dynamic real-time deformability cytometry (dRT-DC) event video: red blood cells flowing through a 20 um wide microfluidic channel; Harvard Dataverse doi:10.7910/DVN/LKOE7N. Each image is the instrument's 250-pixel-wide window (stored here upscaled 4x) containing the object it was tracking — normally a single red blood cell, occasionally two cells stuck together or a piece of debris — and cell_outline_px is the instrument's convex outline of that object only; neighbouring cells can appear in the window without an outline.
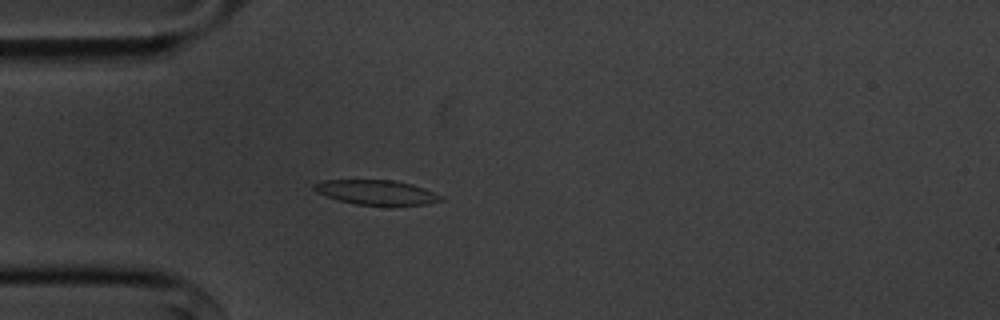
{"species": "common noctule bat (a hibernating species)", "species_latin": "Nyctalus noctula", "temperature_condition": "cold", "stored_images_in_passage": 42, "camera_frame_rate_fps": 3000, "um_per_image_px": 0.085, "animal": {"sex": "male", "body_mass_g": 20.1, "forearm_length_mm": 53.5}, "frame": {"image": 1, "passage_image": 11, "time_ms": 3.333, "image_size_px": [1000, 320], "cell_outline_px": [[444, 200], [424, 204], [356, 204], [340, 200], [316, 192], [312, 188], [312, 184], [324, 180], [392, 180], [412, 184], [424, 188], [444, 196]], "centroid_in_image_um": [31.99, 16.33], "position_along_channel_um": 53.0, "area_um2": 17.86}}
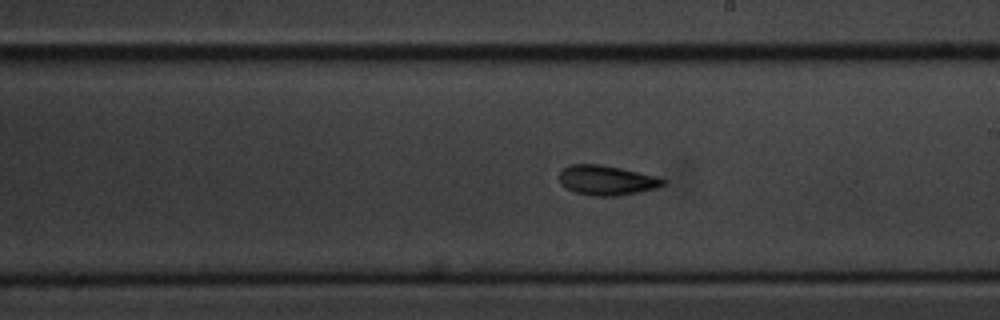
{"frame": {"image": 2, "passage_image": 27, "time_ms": 8.667, "image_size_px": [1000, 320], "cell_outline_px": [[668, 180], [664, 184], [656, 188], [640, 192], [616, 196], [592, 196], [576, 192], [560, 184], [560, 172], [564, 168], [572, 164], [604, 164], [660, 176]], "centroid_in_image_um": [51.63, 15.31], "position_along_channel_um": 237.4, "area_um2": 18.26}}
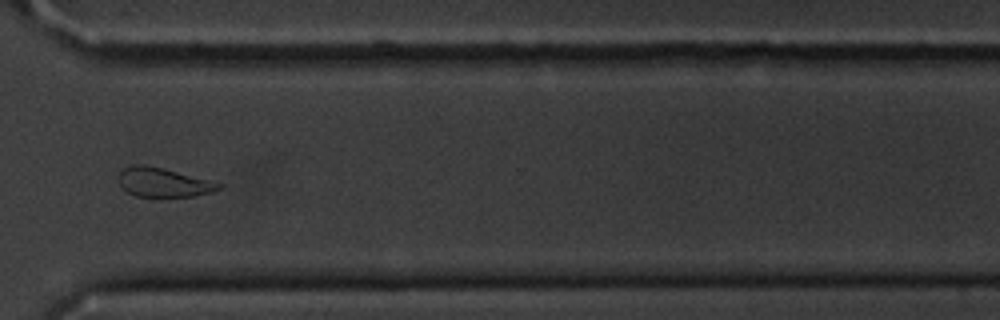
{"frame": {"image": 3, "passage_image": 37, "time_ms": 12.0, "image_size_px": [1000, 320], "cell_outline_px": [[224, 184], [220, 188], [208, 192], [192, 196], [136, 196], [128, 192], [120, 184], [120, 172], [124, 168], [132, 164], [144, 164]], "centroid_in_image_um": [13.85, 15.5], "position_along_channel_um": 356.8, "area_um2": 16.36}, "authors_computed_cell_mechanics": {"area_um2": 17.9469, "velocity_mm_per_s": 3.5757, "shape_relaxation_time_tau1_ms": 2.9275, "shape_relaxation_time_tau2_ms": 3.8537, "deformation_change_tau1": 0.1174, "deformation_change_tau2": 0.0871}}